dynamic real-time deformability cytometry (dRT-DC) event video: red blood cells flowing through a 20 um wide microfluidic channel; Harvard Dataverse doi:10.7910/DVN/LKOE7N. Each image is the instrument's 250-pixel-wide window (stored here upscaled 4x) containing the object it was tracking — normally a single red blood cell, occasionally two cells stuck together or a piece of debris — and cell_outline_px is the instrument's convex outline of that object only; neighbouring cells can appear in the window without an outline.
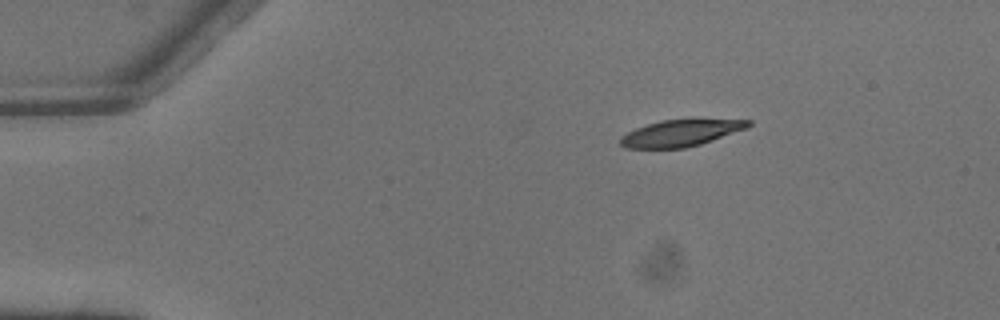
{"species": "common noctule bat (a hibernating species)", "species_latin": "Nyctalus noctula", "temperature_condition": "warm", "stored_images_in_passage": 2, "camera_frame_rate_fps": 3000, "um_per_image_px": 0.085, "animal": {"sex": "male", "body_mass_g": 13.3}, "frame": {"image": 1, "passage_image": 1, "time_ms": 0.0, "image_size_px": [1000, 320], "cell_outline_px": [[752, 124], [748, 128], [700, 144], [684, 148], [624, 148], [620, 144], [620, 136], [636, 128], [660, 120], [692, 116], [752, 120]], "centroid_in_image_um": [57.95, 11.24], "position_along_channel_um": 27.0, "area_um2": 20.87}}